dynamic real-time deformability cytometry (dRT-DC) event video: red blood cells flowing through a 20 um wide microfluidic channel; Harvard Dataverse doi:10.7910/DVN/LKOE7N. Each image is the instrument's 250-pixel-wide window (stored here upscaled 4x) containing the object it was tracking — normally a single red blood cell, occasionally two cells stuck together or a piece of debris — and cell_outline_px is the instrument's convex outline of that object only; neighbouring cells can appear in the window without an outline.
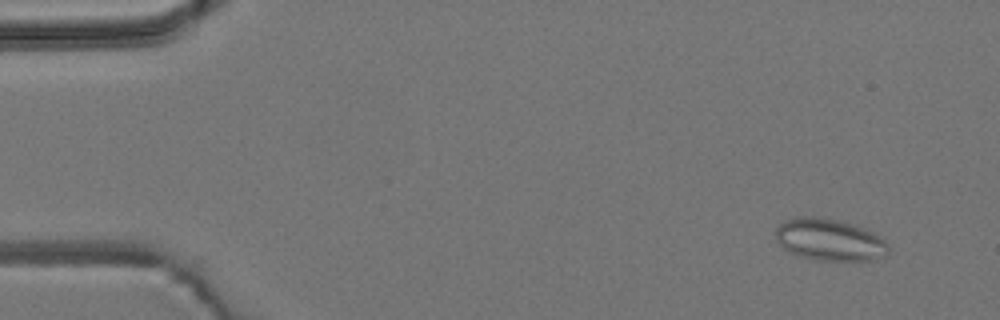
{"species": "common noctule bat (a hibernating species)", "species_latin": "Nyctalus noctula", "temperature_condition": "room temperature", "stored_images_in_passage": 6, "camera_frame_rate_fps": 3000, "um_per_image_px": 0.085, "animal": {"sex": "male", "body_mass_g": 19.2, "forearm_length_mm": 51.8}, "frame": {"image": 1, "passage_image": 1, "time_ms": 0.0, "image_size_px": [1000, 320], "cell_outline_px": [[888, 252], [884, 256], [872, 260], [816, 260], [796, 256], [788, 252], [776, 240], [776, 228], [780, 224], [788, 220], [800, 216], [812, 216], [836, 220], [852, 224], [864, 228], [880, 236], [888, 244]], "centroid_in_image_um": [70.5, 20.39], "position_along_channel_um": 14.5, "area_um2": 27.46}}
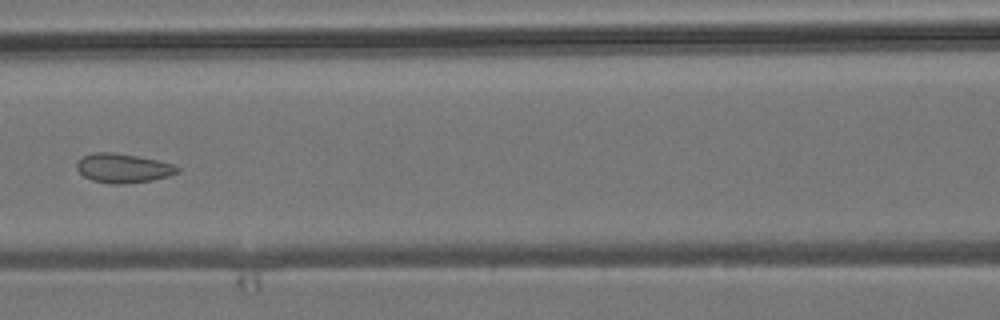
{"frame": {"image": 2, "passage_image": 6, "time_ms": 1.667, "image_size_px": [1000, 320], "cell_outline_px": [[180, 172], [168, 176], [152, 180], [124, 184], [116, 184], [92, 180], [84, 176], [76, 168], [76, 160], [92, 152], [112, 152], [140, 156], [172, 164], [180, 168]], "centroid_in_image_um": [10.45, 14.28], "position_along_channel_um": 156.2, "area_um2": 17.17}}